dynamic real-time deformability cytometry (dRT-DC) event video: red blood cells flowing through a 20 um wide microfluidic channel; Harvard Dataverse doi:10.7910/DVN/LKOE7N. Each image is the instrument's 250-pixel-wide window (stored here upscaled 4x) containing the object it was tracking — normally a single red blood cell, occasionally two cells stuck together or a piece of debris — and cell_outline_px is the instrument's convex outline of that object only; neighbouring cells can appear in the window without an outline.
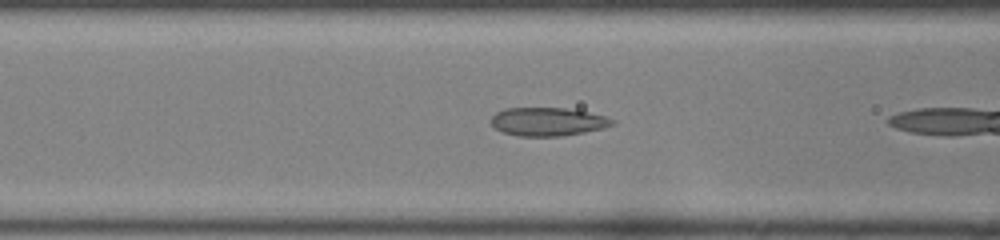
{"species": "common noctule bat (a hibernating species)", "species_latin": "Nyctalus noctula", "temperature_condition": "room temperature", "stored_images_in_passage": 31, "camera_frame_rate_fps": 3000, "um_per_image_px": 0.085, "animal": {"sex": "female", "body_mass_g": 22.0, "forearm_length_mm": 56.7}, "frame": {"image": 1, "passage_image": 15, "time_ms": 4.667, "image_size_px": [1000, 240], "cell_outline_px": [[616, 124], [604, 128], [584, 132], [560, 136], [520, 136], [504, 132], [496, 128], [492, 124], [492, 116], [496, 112], [504, 108], [564, 108], [588, 112], [604, 116], [616, 120]], "centroid_in_image_um": [46.59, 10.34], "position_along_channel_um": 120.0, "area_um2": 19.94}}
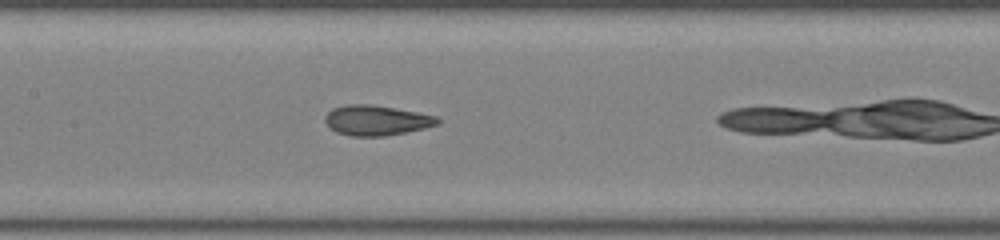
{"frame": {"image": 2, "passage_image": 19, "time_ms": 6.0, "image_size_px": [1000, 240], "cell_outline_px": [[440, 124], [408, 132], [384, 136], [352, 136], [336, 132], [324, 120], [324, 116], [332, 108], [348, 104], [372, 104], [416, 112], [436, 116], [440, 120]], "centroid_in_image_um": [32.0, 10.23], "position_along_channel_um": 175.4, "area_um2": 19.71}}
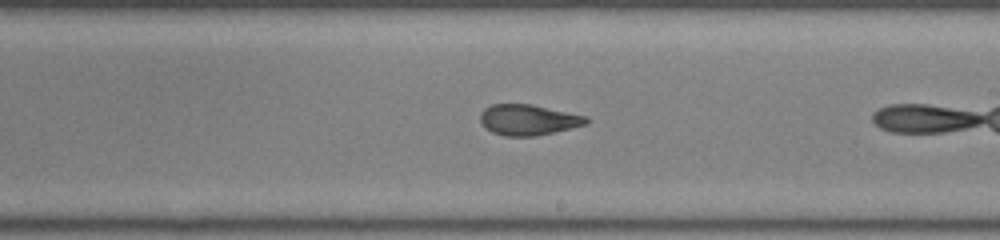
{"frame": {"image": 3, "passage_image": 24, "time_ms": 7.667, "image_size_px": [1000, 240], "cell_outline_px": [[588, 124], [572, 128], [536, 136], [504, 136], [492, 132], [484, 128], [480, 120], [480, 112], [484, 108], [492, 104], [532, 104], [588, 116]], "centroid_in_image_um": [44.9, 10.18], "position_along_channel_um": 244.1, "area_um2": 19.19}}